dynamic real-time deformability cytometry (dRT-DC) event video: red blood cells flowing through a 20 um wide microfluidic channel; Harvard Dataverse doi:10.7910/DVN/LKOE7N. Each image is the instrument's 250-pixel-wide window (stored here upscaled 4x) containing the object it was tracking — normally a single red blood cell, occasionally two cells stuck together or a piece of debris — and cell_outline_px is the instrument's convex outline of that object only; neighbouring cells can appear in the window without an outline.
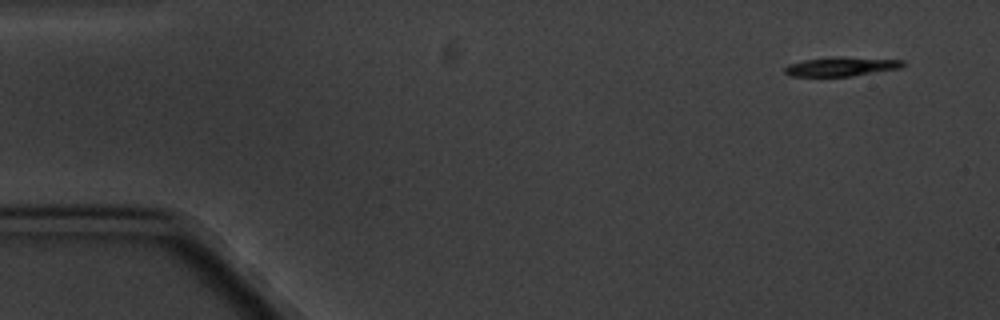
{"species": "common noctule bat (a hibernating species)", "species_latin": "Nyctalus noctula", "temperature_condition": "cold", "stored_images_in_passage": 9, "camera_frame_rate_fps": 3000, "um_per_image_px": 0.085, "animal": {"sex": "male", "body_mass_g": 20.1, "forearm_length_mm": 53.5}, "frame": {"image": 1, "passage_image": 1, "time_ms": 0.0, "image_size_px": [1000, 320], "cell_outline_px": [[904, 68], [852, 76], [788, 76], [784, 72], [784, 68], [788, 64], [804, 60], [832, 56], [840, 56], [904, 60]], "centroid_in_image_um": [71.53, 5.65], "position_along_channel_um": 13.5, "area_um2": 13.47}}
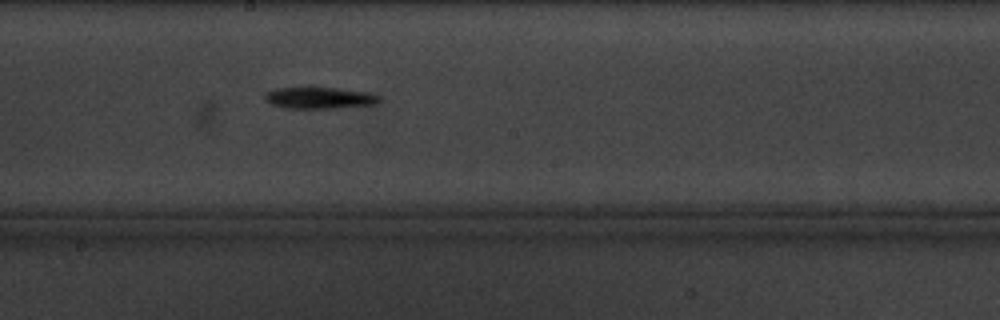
{"frame": {"image": 2, "passage_image": 9, "time_ms": 9.333, "image_size_px": [1000, 320], "cell_outline_px": [[380, 100], [376, 104], [332, 108], [284, 108], [272, 104], [264, 100], [264, 96], [268, 92], [276, 88], [336, 88], [372, 92], [380, 96]], "centroid_in_image_um": [27.19, 8.32], "position_along_channel_um": 221.0, "area_um2": 14.28}}